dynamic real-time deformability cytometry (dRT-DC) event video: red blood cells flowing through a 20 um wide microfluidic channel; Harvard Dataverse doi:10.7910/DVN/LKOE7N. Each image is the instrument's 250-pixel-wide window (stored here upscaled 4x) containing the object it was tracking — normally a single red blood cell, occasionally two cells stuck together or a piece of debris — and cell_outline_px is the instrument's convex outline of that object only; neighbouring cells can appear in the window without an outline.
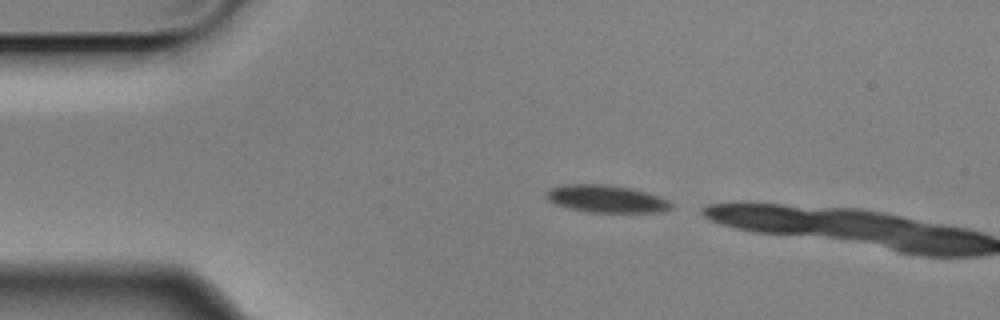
{"species": "Egyptian fruit bat (a non-hibernating species)", "species_latin": "Rousettus aegyptiacus", "temperature_condition": "cold", "stored_images_in_passage": 3, "camera_frame_rate_fps": 3000, "um_per_image_px": 0.085, "animal": {"sex": "male"}, "frame": {"image": 1, "passage_image": 1, "time_ms": 0.0, "image_size_px": [1000, 320], "cell_outline_px": [[672, 208], [664, 212], [588, 212], [568, 208], [548, 200], [544, 192], [560, 184], [604, 184], [632, 188], [668, 200], [672, 204]], "centroid_in_image_um": [51.51, 16.9], "position_along_channel_um": 33.5, "area_um2": 19.88}}